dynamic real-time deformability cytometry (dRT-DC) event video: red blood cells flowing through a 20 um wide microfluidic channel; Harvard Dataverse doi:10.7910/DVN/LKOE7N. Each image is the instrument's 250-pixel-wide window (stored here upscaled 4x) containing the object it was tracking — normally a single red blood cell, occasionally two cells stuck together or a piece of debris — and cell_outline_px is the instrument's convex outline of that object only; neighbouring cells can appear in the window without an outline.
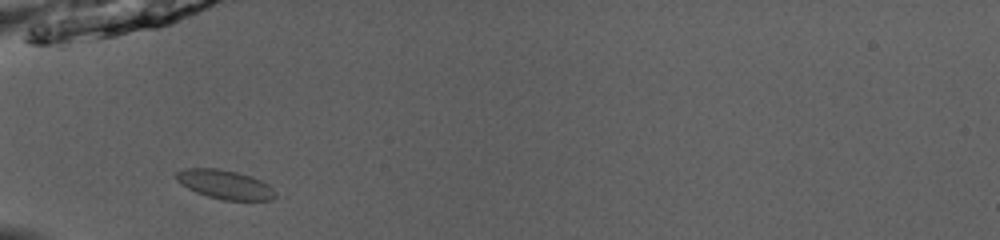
{"species": "common noctule bat (a hibernating species)", "species_latin": "Nyctalus noctula", "temperature_condition": "room temperature", "stored_images_in_passage": 34, "camera_frame_rate_fps": 3000, "um_per_image_px": 0.085, "animal": {"sex": "male", "body_mass_g": 13.0, "forearm_length_mm": 53.1}, "frame": {"image": 1, "passage_image": 2, "time_ms": 0.333, "image_size_px": [1000, 240], "cell_outline_px": [[276, 196], [272, 200], [224, 200], [208, 196], [196, 192], [180, 184], [176, 180], [176, 172], [184, 168], [216, 168], [236, 172], [252, 176], [268, 184], [276, 192]], "centroid_in_image_um": [19.12, 15.68], "position_along_channel_um": 65.9, "area_um2": 16.76}}
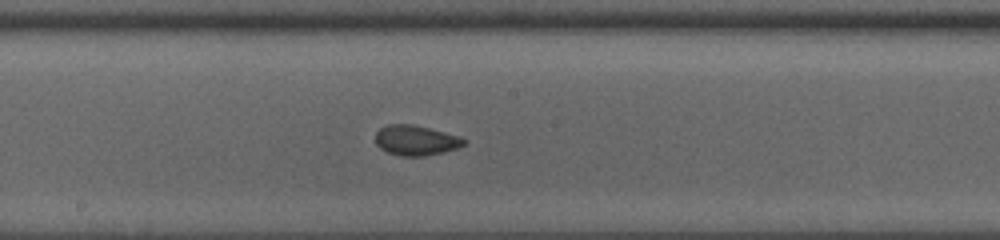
{"frame": {"image": 2, "passage_image": 13, "time_ms": 4.0, "image_size_px": [1000, 240], "cell_outline_px": [[468, 140], [464, 144], [456, 148], [444, 152], [424, 156], [400, 156], [388, 152], [380, 148], [376, 144], [376, 132], [380, 128], [388, 124], [412, 124], [460, 136]], "centroid_in_image_um": [35.34, 11.93], "position_along_channel_um": 212.9, "area_um2": 15.49}}
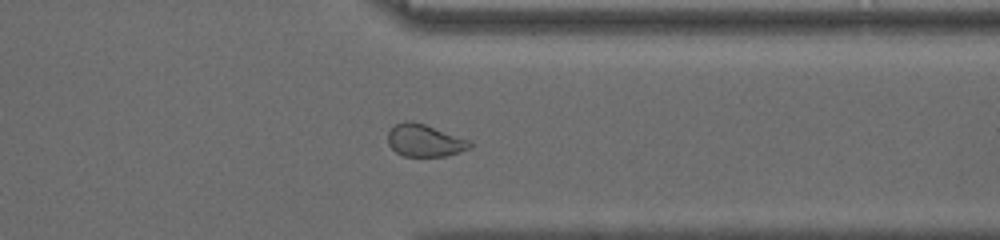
{"frame": {"image": 3, "passage_image": 25, "time_ms": 8.0, "image_size_px": [1000, 240], "cell_outline_px": [[472, 148], [448, 156], [404, 156], [396, 152], [388, 144], [388, 132], [396, 124], [404, 120], [412, 120], [472, 140]], "centroid_in_image_um": [36.14, 11.94], "position_along_channel_um": 375.3, "area_um2": 15.66}, "authors_computed_cell_mechanics": {"area_um2": 15.6638, "velocity_mm_per_s": 4.0671, "shape_relaxation_time_tau1_ms": 4.7579, "shape_relaxation_time_tau2_ms": 1.5047, "deformation_change_tau1": 0.1431, "deformation_change_tau2": 0.0412}}